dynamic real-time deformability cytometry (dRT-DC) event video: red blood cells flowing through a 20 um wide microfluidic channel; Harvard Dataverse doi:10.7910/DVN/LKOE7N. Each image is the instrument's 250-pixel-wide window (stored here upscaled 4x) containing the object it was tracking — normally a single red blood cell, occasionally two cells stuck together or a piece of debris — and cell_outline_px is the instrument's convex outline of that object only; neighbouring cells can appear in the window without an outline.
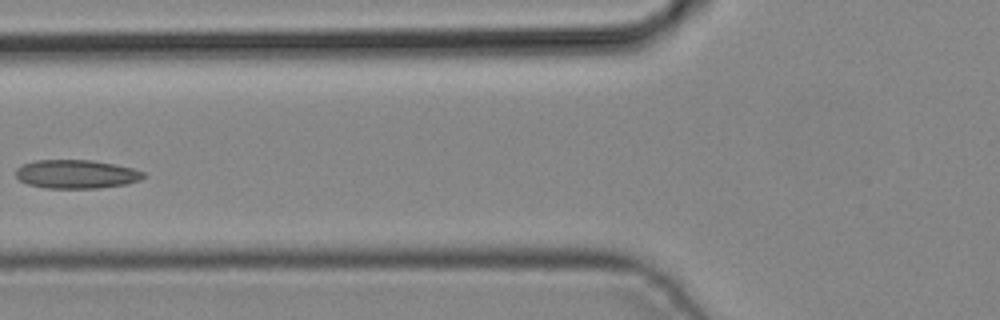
{"species": "common noctule bat (a hibernating species)", "species_latin": "Nyctalus noctula", "temperature_condition": "cold", "stored_images_in_passage": 3, "camera_frame_rate_fps": 3000, "um_per_image_px": 0.085, "animal": {"sex": "male", "body_mass_g": 19.2, "forearm_length_mm": 51.8}, "frame": {"image": 1, "passage_image": 3, "time_ms": 0.667, "image_size_px": [1000, 320], "cell_outline_px": [[148, 176], [140, 180], [124, 184], [100, 188], [44, 188], [28, 184], [20, 180], [16, 176], [16, 168], [24, 164], [36, 160], [92, 160], [116, 164], [132, 168], [144, 172]], "centroid_in_image_um": [6.51, 14.8], "position_along_channel_um": 119.3, "area_um2": 21.39}}